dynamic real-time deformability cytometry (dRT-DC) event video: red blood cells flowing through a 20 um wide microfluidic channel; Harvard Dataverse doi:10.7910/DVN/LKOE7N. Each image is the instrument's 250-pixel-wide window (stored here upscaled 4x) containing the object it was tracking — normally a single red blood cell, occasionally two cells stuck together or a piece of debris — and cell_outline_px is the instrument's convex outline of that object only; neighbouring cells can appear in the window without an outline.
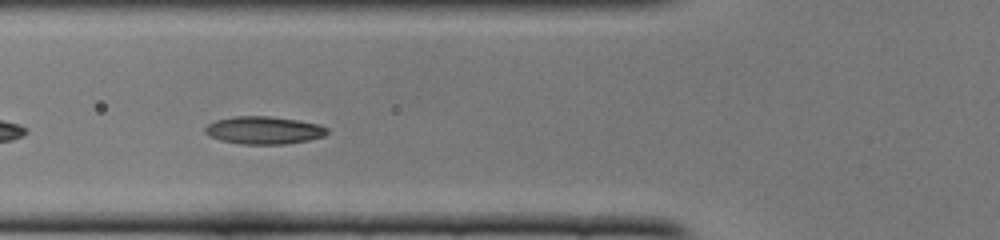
{"species": "common noctule bat (a hibernating species)", "species_latin": "Nyctalus noctula", "temperature_condition": "cold", "stored_images_in_passage": 39, "camera_frame_rate_fps": 3000, "um_per_image_px": 0.085, "animal": {"sex": "female", "body_mass_g": 22.0, "forearm_length_mm": 56.7}, "frame": {"image": 1, "passage_image": 6, "time_ms": 1.667, "image_size_px": [1000, 240], "cell_outline_px": [[328, 132], [324, 136], [308, 140], [284, 144], [240, 144], [220, 140], [204, 132], [204, 128], [208, 124], [216, 120], [236, 116], [268, 116], [296, 120], [320, 124], [328, 128]], "centroid_in_image_um": [22.44, 11.07], "position_along_channel_um": 103.4, "area_um2": 19.59}}
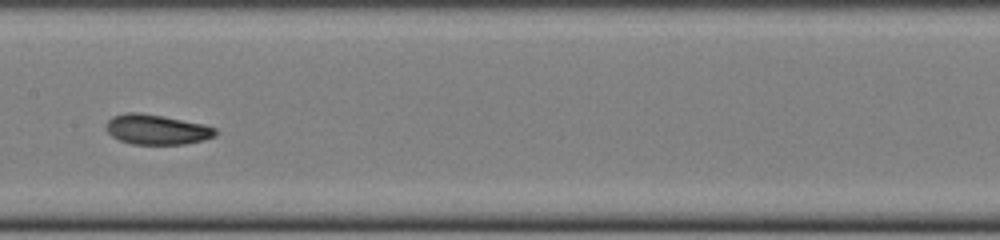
{"frame": {"image": 2, "passage_image": 13, "time_ms": 4.0, "image_size_px": [1000, 240], "cell_outline_px": [[216, 136], [204, 140], [184, 144], [132, 144], [120, 140], [112, 136], [104, 128], [104, 124], [112, 116], [128, 112], [140, 112], [164, 116], [204, 124], [216, 128]], "centroid_in_image_um": [13.3, 11.0], "position_along_channel_um": 194.1, "area_um2": 19.31}}
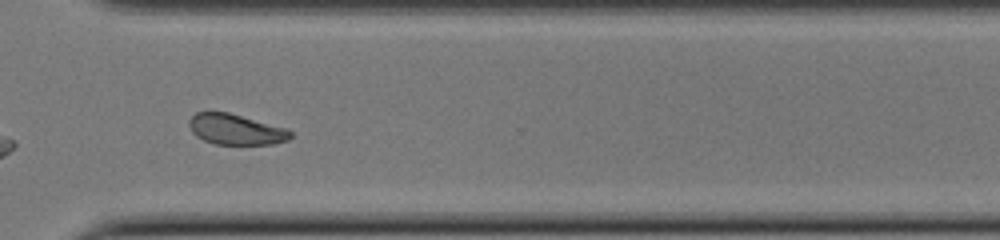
{"frame": {"image": 3, "passage_image": 25, "time_ms": 8.0, "image_size_px": [1000, 240], "cell_outline_px": [[292, 136], [288, 140], [272, 144], [216, 144], [204, 140], [196, 136], [192, 132], [188, 124], [188, 120], [196, 112], [228, 112], [288, 128], [292, 132]], "centroid_in_image_um": [20.05, 10.99], "position_along_channel_um": 350.5, "area_um2": 18.15}}